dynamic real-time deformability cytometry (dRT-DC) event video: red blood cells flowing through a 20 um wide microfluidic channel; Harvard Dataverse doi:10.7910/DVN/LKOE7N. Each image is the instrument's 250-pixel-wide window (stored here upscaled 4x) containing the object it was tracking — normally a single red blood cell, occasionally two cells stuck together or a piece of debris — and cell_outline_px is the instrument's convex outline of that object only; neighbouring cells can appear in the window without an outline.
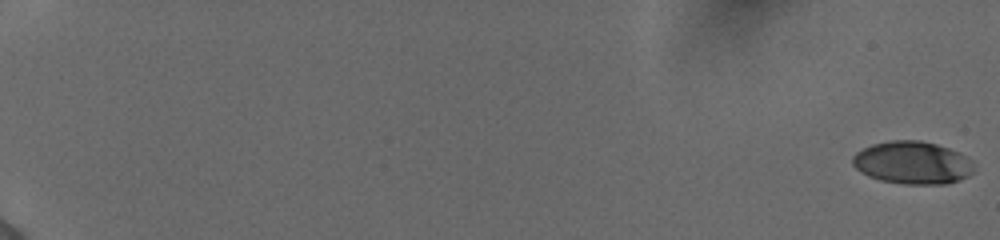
{"species": "human", "species_latin": "Homo sapiens", "temperature_condition": "cold", "stored_images_in_passage": 21, "camera_frame_rate_fps": 3000, "um_per_image_px": 0.085, "donor": {"sex": "female"}, "frame": {"image": 1, "passage_image": 1, "time_ms": 0.0, "image_size_px": [1000, 240], "cell_outline_px": [[972, 172], [968, 176], [960, 180], [948, 184], [904, 184], [880, 180], [868, 176], [860, 172], [852, 164], [852, 156], [856, 152], [872, 144], [888, 140], [920, 140], [936, 144], [960, 152], [972, 160]], "centroid_in_image_um": [77.55, 13.83], "position_along_channel_um": 7.5, "area_um2": 30.4}}
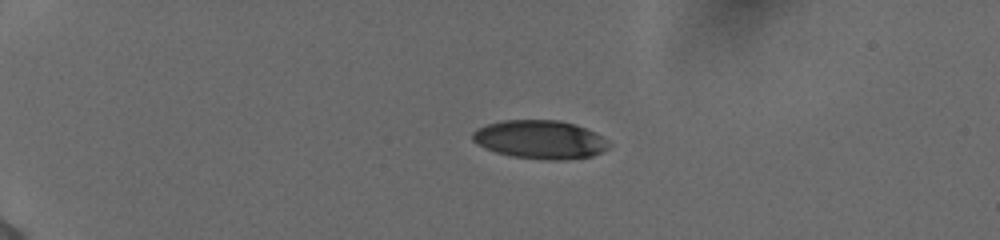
{"frame": {"image": 2, "passage_image": 15, "time_ms": 4.667, "image_size_px": [1000, 240], "cell_outline_px": [[612, 148], [592, 156], [564, 160], [544, 160], [512, 156], [496, 152], [472, 140], [472, 132], [476, 128], [500, 120], [560, 120], [576, 124], [596, 132], [608, 140], [612, 144]], "centroid_in_image_um": [45.98, 11.86], "position_along_channel_um": 39.0, "area_um2": 30.92}}
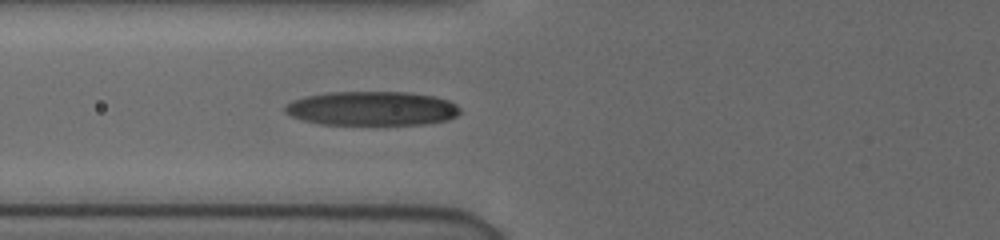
{"frame": {"image": 3, "passage_image": 21, "time_ms": 6.667, "image_size_px": [1000, 240], "cell_outline_px": [[460, 112], [456, 116], [448, 120], [424, 124], [320, 124], [304, 120], [292, 116], [284, 112], [284, 104], [292, 100], [308, 96], [328, 92], [408, 92], [436, 96], [448, 100], [456, 104], [460, 108]], "centroid_in_image_um": [31.62, 9.21], "position_along_channel_um": 94.2, "area_um2": 34.91}}